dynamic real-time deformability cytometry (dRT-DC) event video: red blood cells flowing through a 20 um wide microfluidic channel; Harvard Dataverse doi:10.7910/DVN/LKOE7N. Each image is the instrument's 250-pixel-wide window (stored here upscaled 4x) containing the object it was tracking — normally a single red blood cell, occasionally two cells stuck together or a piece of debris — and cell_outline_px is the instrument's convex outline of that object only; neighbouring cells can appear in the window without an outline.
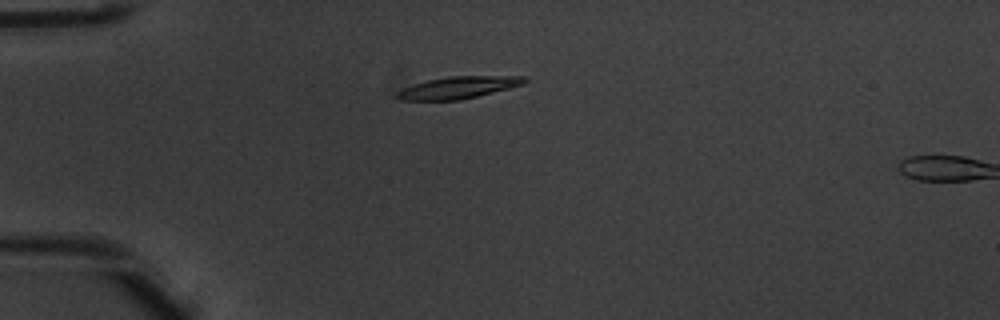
{"species": "common noctule bat (a hibernating species)", "species_latin": "Nyctalus noctula", "temperature_condition": "warm", "stored_images_in_passage": 4, "camera_frame_rate_fps": 3000, "um_per_image_px": 0.085, "animal": {"sex": "male", "body_mass_g": 20.1, "forearm_length_mm": 53.5}, "frame": {"image": 1, "passage_image": 3, "time_ms": 0.667, "image_size_px": [1000, 320], "cell_outline_px": [[528, 80], [524, 84], [460, 100], [400, 100], [396, 96], [396, 92], [404, 88], [428, 80], [448, 76], [524, 76]], "centroid_in_image_um": [38.96, 7.44], "position_along_channel_um": 46.0, "area_um2": 16.07}}